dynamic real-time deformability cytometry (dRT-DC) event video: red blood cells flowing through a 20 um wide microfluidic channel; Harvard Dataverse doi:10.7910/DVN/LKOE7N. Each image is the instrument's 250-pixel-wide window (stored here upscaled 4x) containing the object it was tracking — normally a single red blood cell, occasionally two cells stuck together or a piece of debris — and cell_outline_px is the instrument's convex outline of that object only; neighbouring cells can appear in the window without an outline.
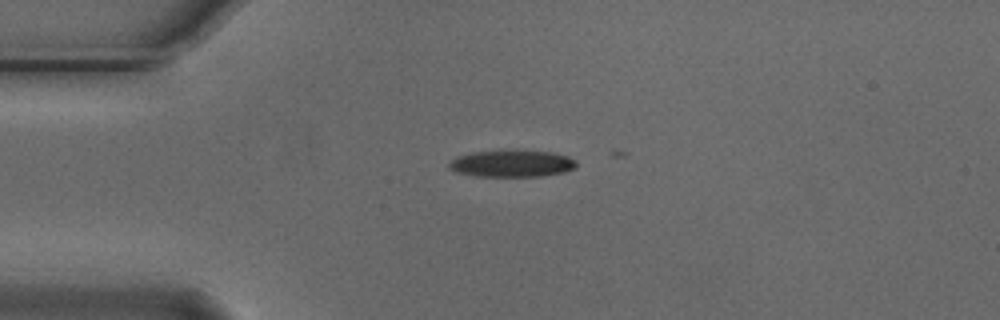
{"species": "Egyptian fruit bat (a non-hibernating species)", "species_latin": "Rousettus aegyptiacus", "temperature_condition": "cold", "stored_images_in_passage": 3, "camera_frame_rate_fps": 3000, "um_per_image_px": 0.085, "animal": {"sex": "male"}, "frame": {"image": 1, "passage_image": 1, "time_ms": 0.0, "image_size_px": [1000, 320], "cell_outline_px": [[576, 168], [564, 172], [540, 176], [476, 176], [456, 172], [448, 168], [448, 164], [456, 156], [472, 152], [516, 148], [552, 152], [568, 156], [576, 160]], "centroid_in_image_um": [43.51, 13.86], "position_along_channel_um": 41.5, "area_um2": 20.58}}